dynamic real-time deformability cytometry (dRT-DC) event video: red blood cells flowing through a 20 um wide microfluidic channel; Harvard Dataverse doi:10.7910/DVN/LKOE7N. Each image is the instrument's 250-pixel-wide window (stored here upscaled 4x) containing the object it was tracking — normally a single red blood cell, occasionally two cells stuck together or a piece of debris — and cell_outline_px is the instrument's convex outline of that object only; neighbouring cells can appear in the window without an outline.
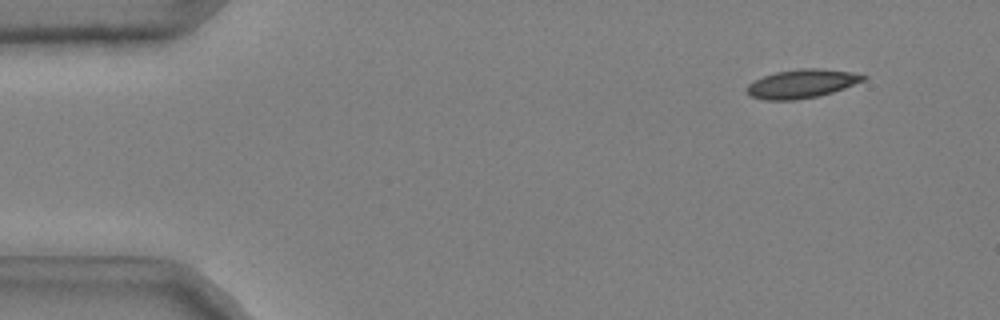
{"species": "common noctule bat (a hibernating species)", "species_latin": "Nyctalus noctula", "temperature_condition": "cold", "stored_images_in_passage": 45, "camera_frame_rate_fps": 3000, "um_per_image_px": 0.085, "animal": {"sex": "male", "body_mass_g": 20.4}, "frame": {"image": 1, "passage_image": 2, "time_ms": 0.333, "image_size_px": [1000, 320], "cell_outline_px": [[868, 76], [864, 80], [844, 88], [820, 96], [792, 100], [764, 100], [752, 96], [744, 88], [748, 84], [764, 76], [776, 72], [800, 68], [816, 68], [852, 72]], "centroid_in_image_um": [68.14, 7.11], "position_along_channel_um": 16.9, "area_um2": 19.31}}
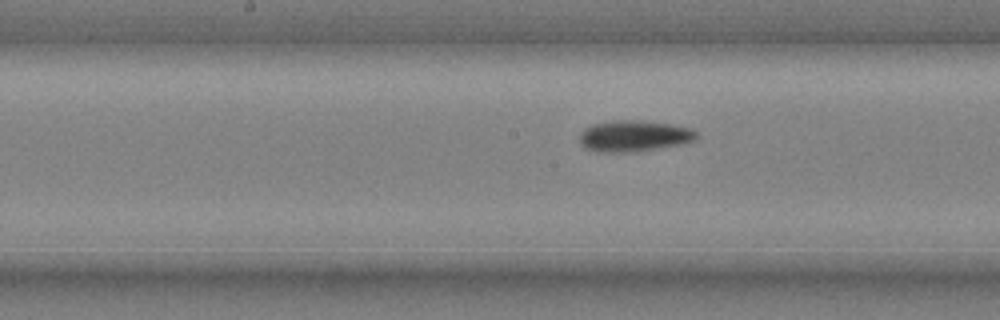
{"frame": {"image": 2, "passage_image": 24, "time_ms": 7.667, "image_size_px": [1000, 320], "cell_outline_px": [[696, 140], [680, 144], [624, 152], [600, 152], [584, 148], [580, 140], [580, 136], [584, 128], [592, 124], [612, 120], [640, 120], [672, 124], [692, 128], [696, 132]], "centroid_in_image_um": [53.87, 11.53], "position_along_channel_um": 194.3, "area_um2": 20.98}}
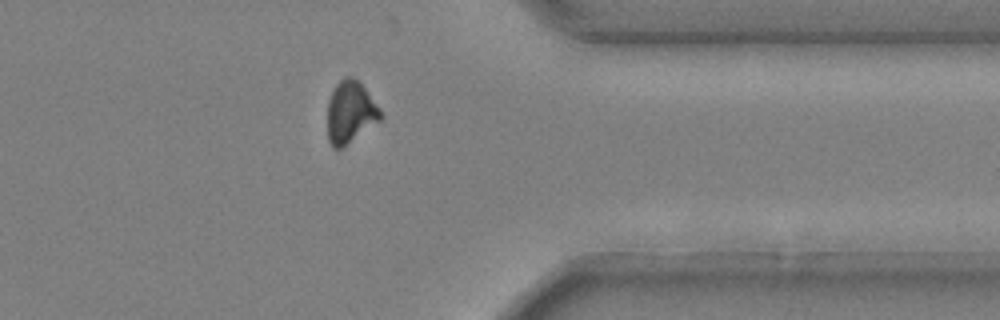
{"frame": {"image": 3, "passage_image": 40, "time_ms": 13.0, "image_size_px": [1000, 320], "cell_outline_px": [[384, 116], [380, 120], [344, 148], [332, 148], [328, 140], [328, 100], [336, 84], [344, 76], [352, 76], [364, 88], [380, 108]], "centroid_in_image_um": [29.78, 9.57], "position_along_channel_um": 381.6, "area_um2": 19.25}, "authors_computed_cell_mechanics": {"area_um2": 19.7098, "velocity_mm_per_s": 3.703, "shape_relaxation_time_tau1_ms": 3.1309, "shape_relaxation_time_tau2_ms": 4.6087, "deformation_change_tau1": 0.1293, "deformation_change_tau2": 0.1062}}